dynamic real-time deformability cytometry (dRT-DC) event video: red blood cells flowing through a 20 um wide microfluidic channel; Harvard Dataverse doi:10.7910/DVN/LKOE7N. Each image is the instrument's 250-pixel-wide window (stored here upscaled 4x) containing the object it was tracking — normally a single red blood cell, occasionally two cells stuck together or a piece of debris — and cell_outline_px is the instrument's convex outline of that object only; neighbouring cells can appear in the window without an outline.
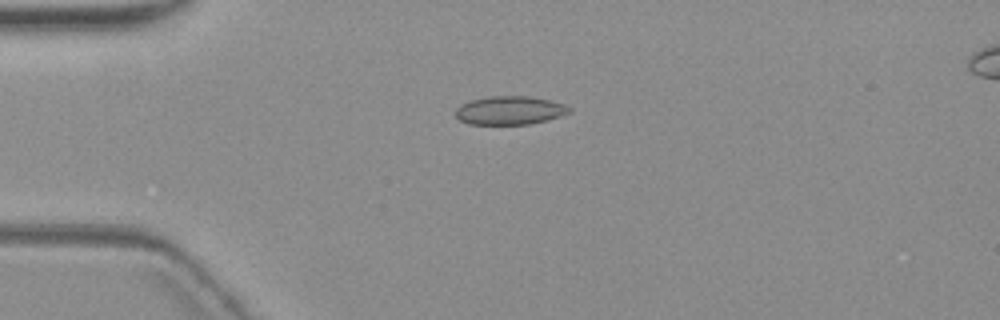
{"species": "common noctule bat (a hibernating species)", "species_latin": "Nyctalus noctula", "temperature_condition": "warm", "stored_images_in_passage": 5, "camera_frame_rate_fps": 3000, "um_per_image_px": 0.085, "animal": {"sex": "female", "body_mass_g": 19.3, "forearm_length_mm": 54.1}, "frame": {"image": 1, "passage_image": 3, "time_ms": 2.333, "image_size_px": [1000, 320], "cell_outline_px": [[572, 112], [560, 116], [528, 124], [468, 124], [460, 120], [456, 116], [456, 108], [460, 104], [472, 100], [488, 96], [528, 96], [548, 100], [564, 104], [572, 108]], "centroid_in_image_um": [43.32, 9.38], "position_along_channel_um": 41.7, "area_um2": 18.79}}
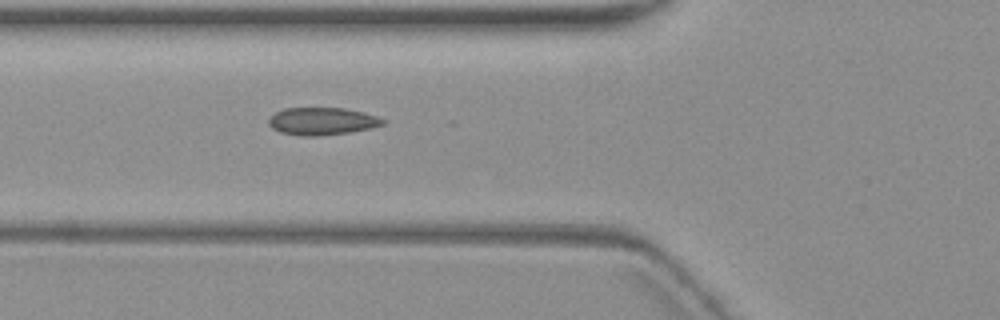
{"frame": {"image": 2, "passage_image": 5, "time_ms": 4.667, "image_size_px": [1000, 320], "cell_outline_px": [[384, 124], [372, 128], [348, 132], [320, 136], [300, 136], [280, 132], [272, 128], [268, 124], [268, 120], [276, 112], [284, 108], [344, 108], [364, 112], [376, 116], [384, 120]], "centroid_in_image_um": [27.36, 10.31], "position_along_channel_um": 98.4, "area_um2": 18.26}}